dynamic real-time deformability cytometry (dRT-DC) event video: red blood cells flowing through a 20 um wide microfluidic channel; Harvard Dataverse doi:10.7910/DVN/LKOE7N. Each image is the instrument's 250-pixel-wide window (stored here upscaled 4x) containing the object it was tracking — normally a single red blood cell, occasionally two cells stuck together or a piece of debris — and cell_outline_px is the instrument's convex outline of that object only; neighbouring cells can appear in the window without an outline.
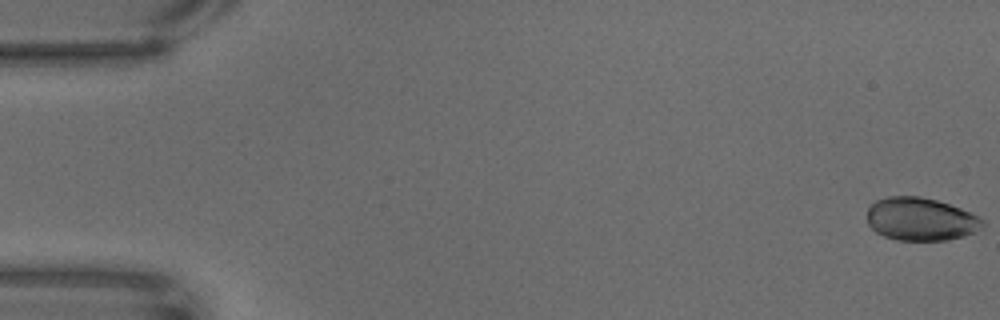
{"species": "common noctule bat (a hibernating species)", "species_latin": "Nyctalus noctula", "temperature_condition": "warm", "stored_images_in_passage": 66, "camera_frame_rate_fps": 3000, "um_per_image_px": 0.085, "animal": {"sex": "male", "body_mass_g": 18.8}, "frame": {"image": 1, "passage_image": 1, "time_ms": 0.0, "image_size_px": [1000, 320], "cell_outline_px": [[984, 224], [980, 228], [964, 236], [944, 240], [896, 240], [884, 236], [876, 232], [868, 224], [868, 208], [876, 200], [888, 196], [920, 196], [936, 200], [960, 208], [980, 216], [984, 220]], "centroid_in_image_um": [78.25, 18.62], "position_along_channel_um": 6.7, "area_um2": 28.84}}
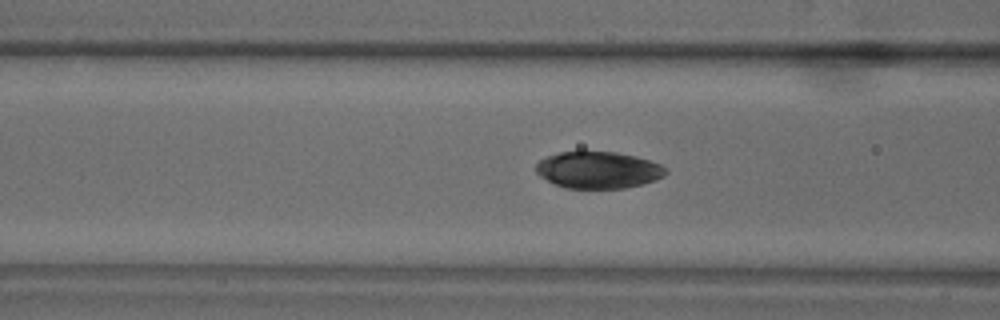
{"frame": {"image": 2, "passage_image": 26, "time_ms": 8.333, "image_size_px": [1000, 320], "cell_outline_px": [[668, 172], [664, 176], [656, 180], [624, 188], [568, 188], [556, 184], [540, 176], [536, 172], [536, 164], [540, 160], [548, 156], [560, 152], [580, 148], [616, 152], [636, 156], [660, 164], [668, 168]], "centroid_in_image_um": [50.85, 14.4], "position_along_channel_um": 115.7, "area_um2": 28.44}}
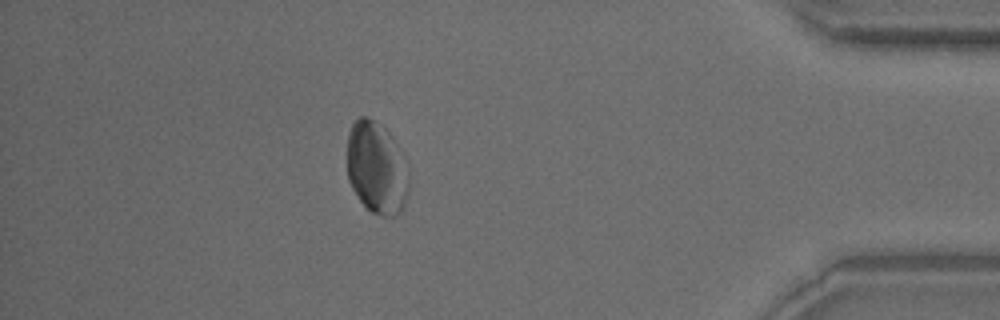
{"frame": {"image": 3, "passage_image": 58, "time_ms": 19.0, "image_size_px": [1000, 320], "cell_outline_px": [[408, 192], [404, 208], [396, 216], [384, 216], [372, 212], [360, 200], [352, 188], [348, 180], [348, 132], [352, 124], [360, 116], [364, 116], [380, 124], [392, 136], [396, 144], [408, 172]], "centroid_in_image_um": [32.01, 14.29], "position_along_channel_um": 403.2, "area_um2": 32.83}}